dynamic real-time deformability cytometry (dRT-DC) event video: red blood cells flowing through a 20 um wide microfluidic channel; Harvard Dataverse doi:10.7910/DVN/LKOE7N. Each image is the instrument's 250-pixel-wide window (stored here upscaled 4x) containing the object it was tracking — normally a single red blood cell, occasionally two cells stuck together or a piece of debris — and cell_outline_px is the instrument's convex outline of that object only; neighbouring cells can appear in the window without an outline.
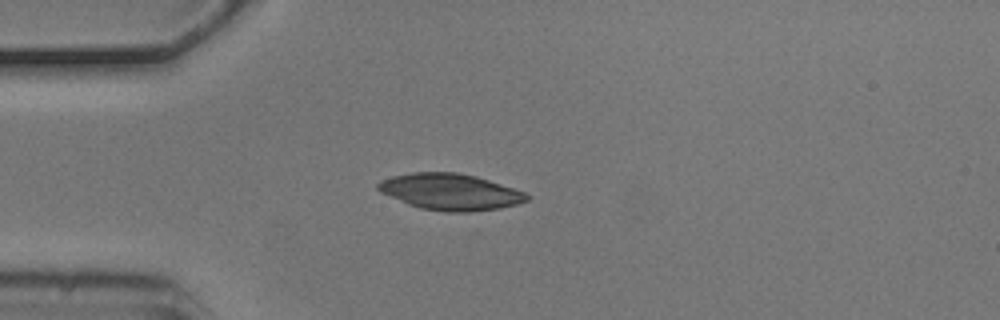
{"species": "common noctule bat (a hibernating species)", "species_latin": "Nyctalus noctula", "temperature_condition": "cold", "stored_images_in_passage": 2, "camera_frame_rate_fps": 3000, "um_per_image_px": 0.085, "animal": {"sex": "male", "body_mass_g": 20.5, "forearm_length_mm": 52.5}, "frame": {"image": 1, "passage_image": 1, "time_ms": 0.0, "image_size_px": [1000, 320], "cell_outline_px": [[532, 196], [528, 200], [516, 204], [500, 208], [468, 212], [448, 212], [420, 208], [408, 204], [380, 192], [376, 188], [376, 184], [380, 180], [392, 176], [412, 172], [456, 172], [476, 176], [524, 192]], "centroid_in_image_um": [38.24, 16.3], "position_along_channel_um": 46.8, "area_um2": 31.44}}